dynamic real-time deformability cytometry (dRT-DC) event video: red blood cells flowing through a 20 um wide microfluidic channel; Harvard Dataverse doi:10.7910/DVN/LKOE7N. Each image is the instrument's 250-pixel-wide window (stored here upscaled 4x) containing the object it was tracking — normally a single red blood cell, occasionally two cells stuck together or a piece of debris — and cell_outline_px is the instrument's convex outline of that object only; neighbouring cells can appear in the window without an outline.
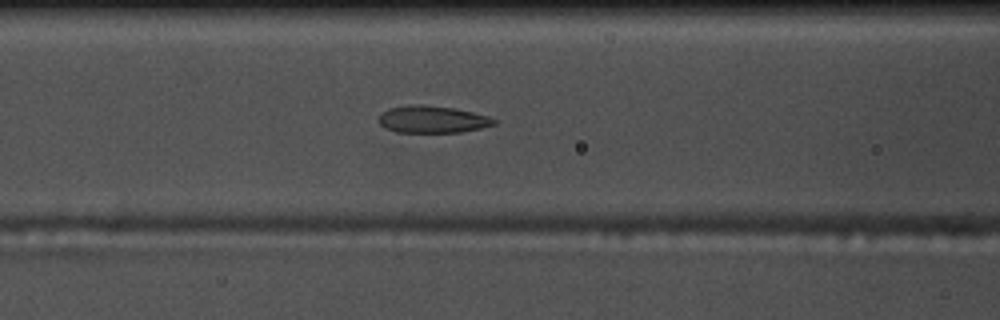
{"species": "common noctule bat (a hibernating species)", "species_latin": "Nyctalus noctula", "temperature_condition": "warm", "stored_images_in_passage": 31, "camera_frame_rate_fps": 3000, "um_per_image_px": 0.085, "animal": {"sex": "male", "body_mass_g": 17.5, "forearm_length_mm": 52.3}, "frame": {"image": 1, "passage_image": 6, "time_ms": 1.667, "image_size_px": [1000, 320], "cell_outline_px": [[496, 124], [480, 128], [460, 132], [396, 132], [384, 128], [380, 124], [380, 116], [388, 108], [420, 104], [456, 108], [488, 116], [496, 120]], "centroid_in_image_um": [36.77, 10.15], "position_along_channel_um": 129.8, "area_um2": 18.03}}
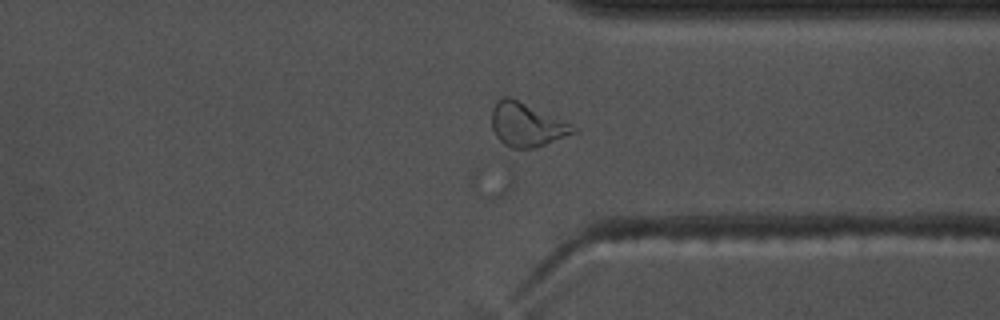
{"frame": {"image": 2, "passage_image": 25, "time_ms": 8.0, "image_size_px": [1000, 320], "cell_outline_px": [[576, 132], [536, 148], [512, 148], [504, 144], [496, 136], [492, 128], [492, 108], [496, 100], [504, 96], [508, 96], [568, 124], [576, 128]], "centroid_in_image_um": [44.69, 10.62], "position_along_channel_um": 366.7, "area_um2": 20.06}}